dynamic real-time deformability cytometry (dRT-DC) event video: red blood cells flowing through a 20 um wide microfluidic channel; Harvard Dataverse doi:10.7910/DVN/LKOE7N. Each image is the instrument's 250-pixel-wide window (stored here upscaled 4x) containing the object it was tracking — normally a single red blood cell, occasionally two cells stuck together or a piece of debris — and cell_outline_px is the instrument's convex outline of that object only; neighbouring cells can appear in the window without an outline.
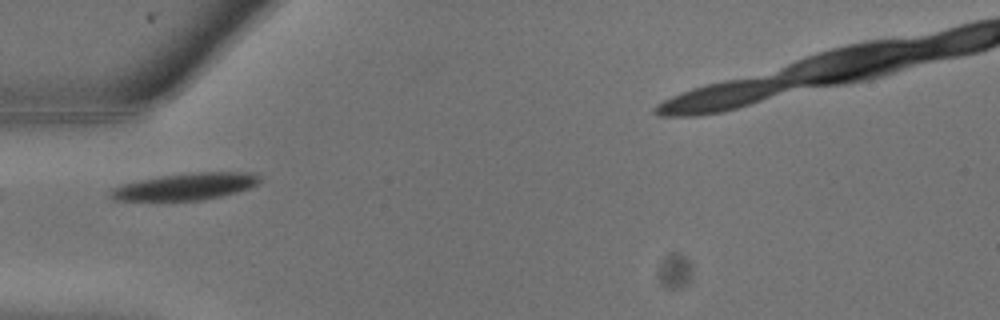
{"species": "common noctule bat (a hibernating species)", "species_latin": "Nyctalus noctula", "temperature_condition": "warm", "stored_images_in_passage": 2, "camera_frame_rate_fps": 3000, "um_per_image_px": 0.085, "animal": {"sex": "male", "body_mass_g": 13.3}, "frame": {"image": 1, "passage_image": 1, "time_ms": 0.0, "image_size_px": [1000, 320], "cell_outline_px": [[260, 180], [256, 184], [248, 188], [236, 192], [220, 196], [200, 200], [112, 200], [108, 196], [108, 192], [112, 188], [124, 184], [164, 176], [192, 172], [252, 172], [260, 176]], "centroid_in_image_um": [15.77, 15.85], "position_along_channel_um": 69.2, "area_um2": 22.95}}